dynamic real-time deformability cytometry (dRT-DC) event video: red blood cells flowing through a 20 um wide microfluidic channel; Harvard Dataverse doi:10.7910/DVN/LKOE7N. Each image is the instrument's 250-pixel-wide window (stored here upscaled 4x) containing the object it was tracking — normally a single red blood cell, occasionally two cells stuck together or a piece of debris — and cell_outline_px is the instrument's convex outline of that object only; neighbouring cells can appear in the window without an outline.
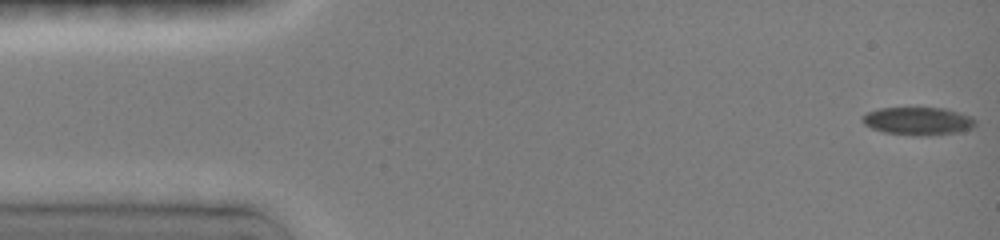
{"species": "common noctule bat (a hibernating species)", "species_latin": "Nyctalus noctula", "temperature_condition": "room temperature", "stored_images_in_passage": 7, "camera_frame_rate_fps": 3000, "um_per_image_px": 0.085, "animal": {"sex": "female", "body_mass_g": 19.0, "forearm_length_mm": 51.5}, "frame": {"image": 1, "passage_image": 1, "time_ms": 0.0, "image_size_px": [1000, 240], "cell_outline_px": [[976, 124], [972, 128], [960, 132], [928, 136], [916, 136], [884, 132], [872, 128], [864, 124], [860, 120], [860, 116], [868, 112], [880, 108], [944, 108], [972, 116], [976, 120]], "centroid_in_image_um": [78.04, 10.3], "position_along_channel_um": 7.0, "area_um2": 18.61}}
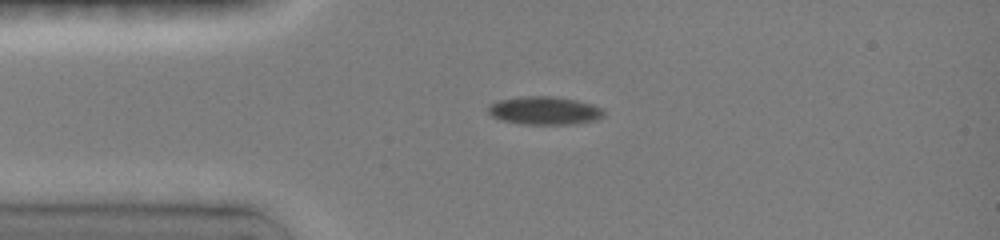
{"frame": {"image": 2, "passage_image": 5, "time_ms": 3.333, "image_size_px": [1000, 240], "cell_outline_px": [[604, 116], [596, 120], [576, 124], [520, 124], [500, 120], [492, 116], [488, 112], [488, 104], [496, 100], [520, 96], [556, 96], [576, 100], [592, 104], [604, 108]], "centroid_in_image_um": [46.27, 9.39], "position_along_channel_um": 38.7, "area_um2": 19.36}}